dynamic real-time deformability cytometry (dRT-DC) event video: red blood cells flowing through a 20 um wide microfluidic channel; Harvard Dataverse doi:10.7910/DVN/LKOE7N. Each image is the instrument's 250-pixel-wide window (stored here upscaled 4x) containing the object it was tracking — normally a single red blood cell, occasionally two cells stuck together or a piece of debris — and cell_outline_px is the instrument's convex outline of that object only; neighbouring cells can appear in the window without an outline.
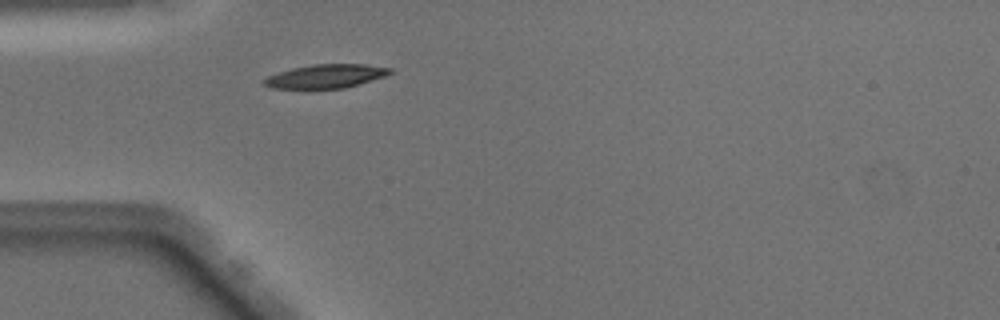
{"species": "Egyptian fruit bat (a non-hibernating species)", "species_latin": "Rousettus aegyptiacus", "temperature_condition": "warm", "stored_images_in_passage": 36, "camera_frame_rate_fps": 3000, "um_per_image_px": 0.085, "animal": {"sex": "male"}, "frame": {"image": 1, "passage_image": 1, "time_ms": 0.0, "image_size_px": [1000, 320], "cell_outline_px": [[392, 72], [388, 76], [360, 84], [344, 88], [272, 88], [264, 84], [264, 80], [268, 76], [292, 68], [312, 64], [364, 64], [392, 68]], "centroid_in_image_um": [27.77, 6.47], "position_along_channel_um": 57.2, "area_um2": 17.34}}
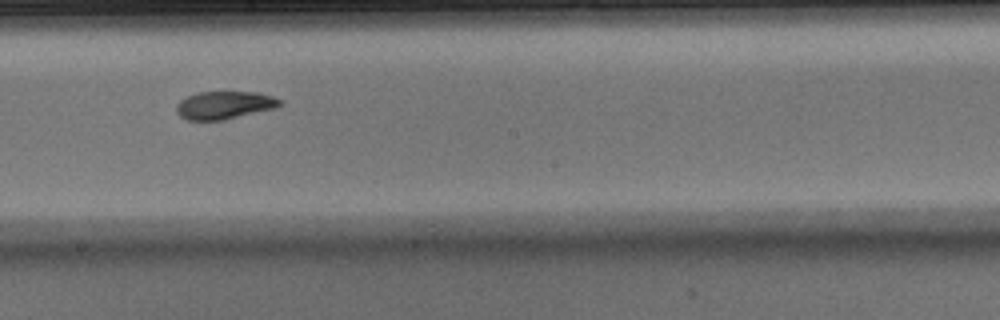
{"frame": {"image": 2, "passage_image": 14, "time_ms": 4.333, "image_size_px": [1000, 320], "cell_outline_px": [[284, 104], [276, 108], [224, 120], [188, 120], [180, 116], [176, 112], [176, 104], [180, 100], [196, 92], [256, 92], [272, 96], [280, 100]], "centroid_in_image_um": [19.07, 8.94], "position_along_channel_um": 229.1, "area_um2": 16.88}}
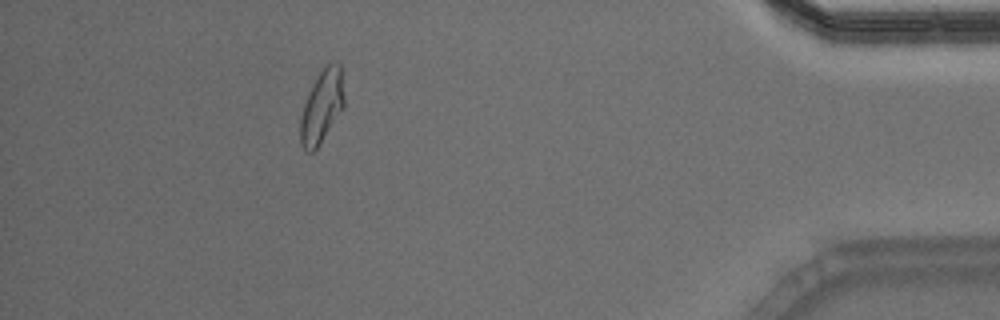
{"frame": {"image": 3, "passage_image": 31, "time_ms": 10.0, "image_size_px": [1000, 320], "cell_outline_px": [[344, 108], [320, 144], [312, 152], [308, 152], [300, 144], [300, 116], [308, 92], [312, 84], [320, 72], [328, 64], [340, 64], [344, 96]], "centroid_in_image_um": [27.34, 9.09], "position_along_channel_um": 407.9, "area_um2": 18.5}, "authors_computed_cell_mechanics": {"area_um2": 17.7446, "velocity_mm_per_s": 4.0461, "shape_relaxation_time_tau1_ms": 2.9544, "shape_relaxation_time_tau2_ms": 3.6636, "deformation_change_tau1": 0.1438, "deformation_change_tau2": 0.0765}}